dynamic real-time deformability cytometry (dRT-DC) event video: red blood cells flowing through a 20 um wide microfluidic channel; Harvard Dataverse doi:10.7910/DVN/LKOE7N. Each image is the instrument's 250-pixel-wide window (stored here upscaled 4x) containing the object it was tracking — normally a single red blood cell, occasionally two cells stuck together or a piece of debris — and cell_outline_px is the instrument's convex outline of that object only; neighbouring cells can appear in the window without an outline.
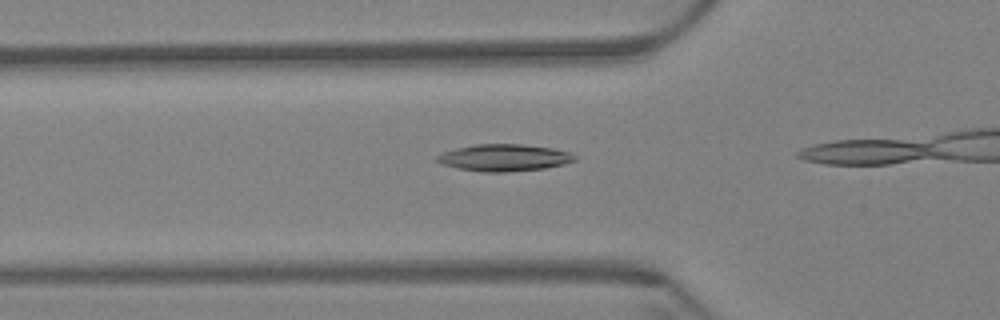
{"species": "Egyptian fruit bat (a non-hibernating species)", "species_latin": "Rousettus aegyptiacus", "temperature_condition": "warm", "stored_images_in_passage": 10, "camera_frame_rate_fps": 3000, "um_per_image_px": 0.085, "animal": {"sex": "female"}, "frame": {"image": 1, "passage_image": 5, "time_ms": 1.333, "image_size_px": [1000, 320], "cell_outline_px": [[576, 160], [564, 164], [544, 168], [504, 172], [480, 172], [456, 168], [440, 164], [436, 160], [436, 156], [444, 152], [456, 148], [476, 144], [524, 144], [552, 148], [568, 152], [576, 156]], "centroid_in_image_um": [42.82, 13.4], "position_along_channel_um": 83.0, "area_um2": 21.62}}
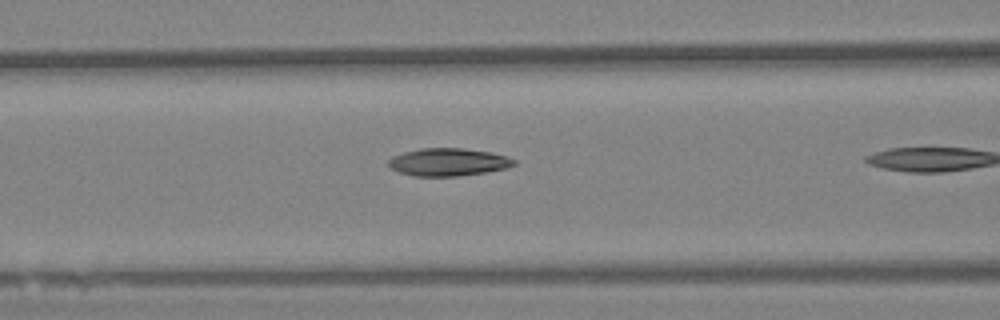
{"frame": {"image": 2, "passage_image": 9, "time_ms": 2.667, "image_size_px": [1000, 320], "cell_outline_px": [[516, 164], [504, 168], [484, 172], [456, 176], [412, 176], [400, 172], [392, 168], [388, 164], [388, 160], [392, 156], [404, 152], [420, 148], [464, 148], [492, 152], [516, 160]], "centroid_in_image_um": [38.07, 13.77], "position_along_channel_um": 128.5, "area_um2": 20.11}}